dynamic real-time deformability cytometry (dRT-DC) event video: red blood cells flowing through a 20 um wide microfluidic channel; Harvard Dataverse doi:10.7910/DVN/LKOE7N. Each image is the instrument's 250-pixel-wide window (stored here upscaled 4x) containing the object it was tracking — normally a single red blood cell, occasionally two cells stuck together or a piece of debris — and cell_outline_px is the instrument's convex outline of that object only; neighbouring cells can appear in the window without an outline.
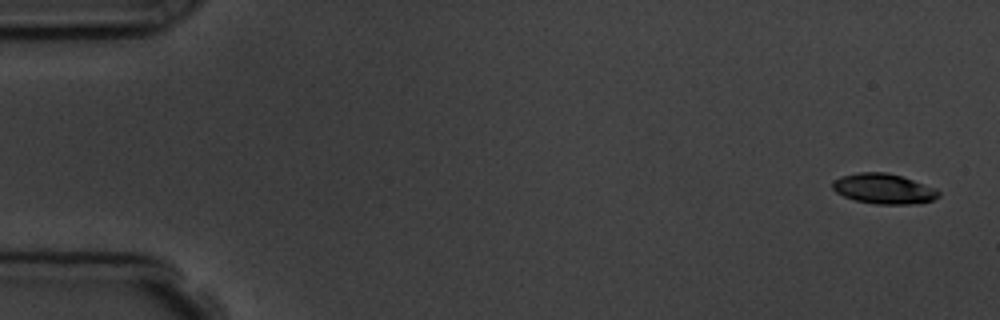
{"species": "common noctule bat (a hibernating species)", "species_latin": "Nyctalus noctula", "temperature_condition": "room temperature", "stored_images_in_passage": 5, "camera_frame_rate_fps": 3000, "um_per_image_px": 0.085, "animal": {"sex": "male", "body_mass_g": 19.5, "forearm_length_mm": 54.6}, "frame": {"image": 1, "passage_image": 1, "time_ms": 0.0, "image_size_px": [1000, 320], "cell_outline_px": [[940, 196], [932, 200], [916, 204], [876, 204], [856, 200], [844, 196], [836, 192], [832, 188], [832, 180], [840, 176], [856, 172], [888, 172], [936, 188], [940, 192]], "centroid_in_image_um": [75.09, 16.04], "position_along_channel_um": 9.9, "area_um2": 18.73}}
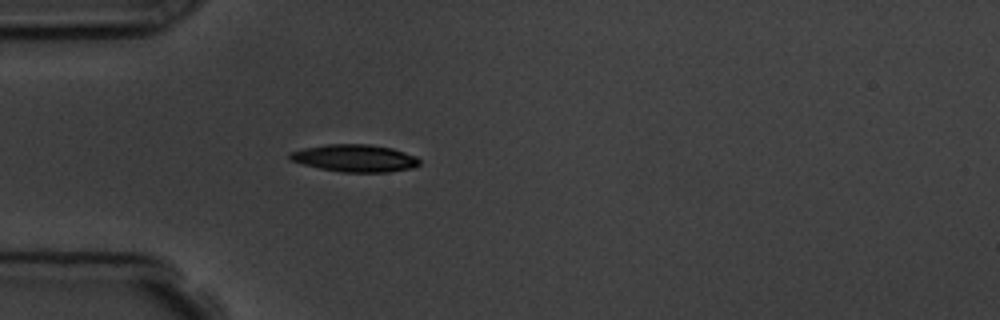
{"frame": {"image": 2, "passage_image": 5, "time_ms": 4.667, "image_size_px": [1000, 320], "cell_outline_px": [[420, 164], [412, 168], [388, 172], [340, 172], [320, 168], [288, 160], [288, 152], [304, 148], [324, 144], [368, 144], [392, 148], [416, 156], [420, 160]], "centroid_in_image_um": [30.14, 13.44], "position_along_channel_um": 54.9, "area_um2": 20.75}}